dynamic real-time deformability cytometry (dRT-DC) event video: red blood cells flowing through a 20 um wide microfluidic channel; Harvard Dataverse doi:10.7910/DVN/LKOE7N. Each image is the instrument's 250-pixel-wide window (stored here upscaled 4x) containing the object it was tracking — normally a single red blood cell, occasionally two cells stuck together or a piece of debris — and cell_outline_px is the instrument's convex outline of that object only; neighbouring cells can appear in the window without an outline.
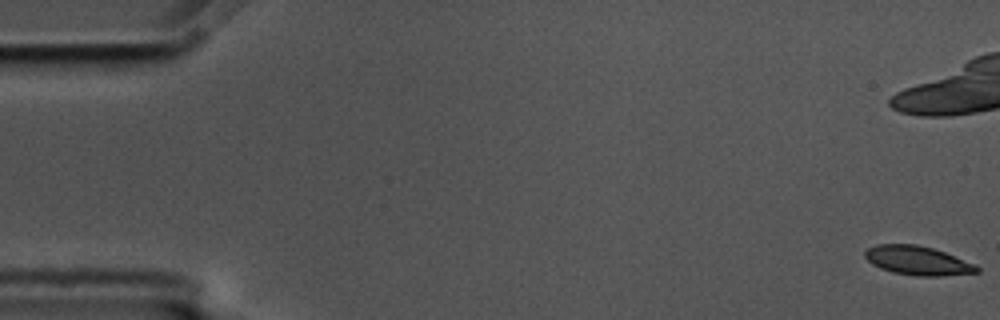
{"species": "common noctule bat (a hibernating species)", "species_latin": "Nyctalus noctula", "temperature_condition": "cold", "stored_images_in_passage": 48, "camera_frame_rate_fps": 3000, "um_per_image_px": 0.085, "animal": {"sex": "male", "body_mass_g": 17.5, "forearm_length_mm": 52.3}, "frame": {"image": 1, "passage_image": 1, "time_ms": 0.0, "image_size_px": [1000, 320], "cell_outline_px": [[980, 272], [940, 276], [916, 276], [892, 272], [880, 268], [872, 264], [864, 256], [864, 252], [868, 248], [876, 244], [916, 244], [932, 248], [944, 252], [976, 264], [980, 268]], "centroid_in_image_um": [78.0, 22.15], "position_along_channel_um": 7.0, "area_um2": 18.96}, "authors_computed_cell_mechanics": {"area_um2": 19.4786, "velocity_mm_per_s": 3.5436, "shape_relaxation_time_tau1_ms": 4.4982, "shape_relaxation_time_tau2_ms": 1.9751, "deformation_change_tau1": 0.1579, "deformation_change_tau2": 0.0748}}